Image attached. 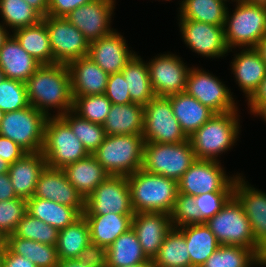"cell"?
Wrapping results in <instances>:
<instances>
[{"mask_svg":"<svg viewBox=\"0 0 266 267\" xmlns=\"http://www.w3.org/2000/svg\"><path fill=\"white\" fill-rule=\"evenodd\" d=\"M25 84L29 104L47 117H61L73 109L68 65H41ZM52 108L58 109L54 115L49 113Z\"/></svg>","mask_w":266,"mask_h":267,"instance_id":"1","label":"cell"},{"mask_svg":"<svg viewBox=\"0 0 266 267\" xmlns=\"http://www.w3.org/2000/svg\"><path fill=\"white\" fill-rule=\"evenodd\" d=\"M134 213H171L178 194V182L139 169L127 177Z\"/></svg>","mask_w":266,"mask_h":267,"instance_id":"2","label":"cell"},{"mask_svg":"<svg viewBox=\"0 0 266 267\" xmlns=\"http://www.w3.org/2000/svg\"><path fill=\"white\" fill-rule=\"evenodd\" d=\"M238 110L216 113L189 140L196 159L220 161L218 155L231 149L239 136Z\"/></svg>","mask_w":266,"mask_h":267,"instance_id":"3","label":"cell"},{"mask_svg":"<svg viewBox=\"0 0 266 267\" xmlns=\"http://www.w3.org/2000/svg\"><path fill=\"white\" fill-rule=\"evenodd\" d=\"M144 143L142 135H106L93 155L109 175L128 177L143 167Z\"/></svg>","mask_w":266,"mask_h":267,"instance_id":"4","label":"cell"},{"mask_svg":"<svg viewBox=\"0 0 266 267\" xmlns=\"http://www.w3.org/2000/svg\"><path fill=\"white\" fill-rule=\"evenodd\" d=\"M233 13L226 12L224 38L229 51L232 48H254L266 35V6L236 2Z\"/></svg>","mask_w":266,"mask_h":267,"instance_id":"5","label":"cell"},{"mask_svg":"<svg viewBox=\"0 0 266 267\" xmlns=\"http://www.w3.org/2000/svg\"><path fill=\"white\" fill-rule=\"evenodd\" d=\"M220 245L241 246L257 255L265 252L256 242L250 221L237 198L232 195L222 209L205 222Z\"/></svg>","mask_w":266,"mask_h":267,"instance_id":"6","label":"cell"},{"mask_svg":"<svg viewBox=\"0 0 266 267\" xmlns=\"http://www.w3.org/2000/svg\"><path fill=\"white\" fill-rule=\"evenodd\" d=\"M42 154L47 166L59 169L89 155L70 126L61 117L47 118Z\"/></svg>","mask_w":266,"mask_h":267,"instance_id":"7","label":"cell"},{"mask_svg":"<svg viewBox=\"0 0 266 267\" xmlns=\"http://www.w3.org/2000/svg\"><path fill=\"white\" fill-rule=\"evenodd\" d=\"M196 160L190 140L177 144L144 143L143 167L145 171L176 180Z\"/></svg>","mask_w":266,"mask_h":267,"instance_id":"8","label":"cell"},{"mask_svg":"<svg viewBox=\"0 0 266 267\" xmlns=\"http://www.w3.org/2000/svg\"><path fill=\"white\" fill-rule=\"evenodd\" d=\"M47 118L31 105L5 112L0 135L9 138L26 152H42Z\"/></svg>","mask_w":266,"mask_h":267,"instance_id":"9","label":"cell"},{"mask_svg":"<svg viewBox=\"0 0 266 267\" xmlns=\"http://www.w3.org/2000/svg\"><path fill=\"white\" fill-rule=\"evenodd\" d=\"M236 177L227 176L220 161L196 159L178 181V193L196 197L202 193L233 192Z\"/></svg>","mask_w":266,"mask_h":267,"instance_id":"10","label":"cell"},{"mask_svg":"<svg viewBox=\"0 0 266 267\" xmlns=\"http://www.w3.org/2000/svg\"><path fill=\"white\" fill-rule=\"evenodd\" d=\"M145 142L177 144L188 140L175 118L170 99L155 96L144 106Z\"/></svg>","mask_w":266,"mask_h":267,"instance_id":"11","label":"cell"},{"mask_svg":"<svg viewBox=\"0 0 266 267\" xmlns=\"http://www.w3.org/2000/svg\"><path fill=\"white\" fill-rule=\"evenodd\" d=\"M42 21L48 30L54 64L68 65L88 55L89 41L66 17L47 15Z\"/></svg>","mask_w":266,"mask_h":267,"instance_id":"12","label":"cell"},{"mask_svg":"<svg viewBox=\"0 0 266 267\" xmlns=\"http://www.w3.org/2000/svg\"><path fill=\"white\" fill-rule=\"evenodd\" d=\"M229 90L218 77L198 67L190 68L185 92L215 113L238 110Z\"/></svg>","mask_w":266,"mask_h":267,"instance_id":"13","label":"cell"},{"mask_svg":"<svg viewBox=\"0 0 266 267\" xmlns=\"http://www.w3.org/2000/svg\"><path fill=\"white\" fill-rule=\"evenodd\" d=\"M134 214L127 177L109 175L85 198L83 214Z\"/></svg>","mask_w":266,"mask_h":267,"instance_id":"14","label":"cell"},{"mask_svg":"<svg viewBox=\"0 0 266 267\" xmlns=\"http://www.w3.org/2000/svg\"><path fill=\"white\" fill-rule=\"evenodd\" d=\"M149 78L156 96L169 97L185 92L190 70L175 54H161L148 63Z\"/></svg>","mask_w":266,"mask_h":267,"instance_id":"15","label":"cell"},{"mask_svg":"<svg viewBox=\"0 0 266 267\" xmlns=\"http://www.w3.org/2000/svg\"><path fill=\"white\" fill-rule=\"evenodd\" d=\"M180 32L185 44L202 57L220 58L229 51L224 38V26L178 19Z\"/></svg>","mask_w":266,"mask_h":267,"instance_id":"16","label":"cell"},{"mask_svg":"<svg viewBox=\"0 0 266 267\" xmlns=\"http://www.w3.org/2000/svg\"><path fill=\"white\" fill-rule=\"evenodd\" d=\"M116 0H93L84 4L66 18L73 24L90 42L109 35L114 30L111 28L112 14Z\"/></svg>","mask_w":266,"mask_h":267,"instance_id":"17","label":"cell"},{"mask_svg":"<svg viewBox=\"0 0 266 267\" xmlns=\"http://www.w3.org/2000/svg\"><path fill=\"white\" fill-rule=\"evenodd\" d=\"M33 197L52 200L75 208L81 215L85 211V198L68 181L65 172L46 166L36 184Z\"/></svg>","mask_w":266,"mask_h":267,"instance_id":"18","label":"cell"},{"mask_svg":"<svg viewBox=\"0 0 266 267\" xmlns=\"http://www.w3.org/2000/svg\"><path fill=\"white\" fill-rule=\"evenodd\" d=\"M233 195L250 221L255 242L266 252V193L251 187L239 173L234 182Z\"/></svg>","mask_w":266,"mask_h":267,"instance_id":"19","label":"cell"},{"mask_svg":"<svg viewBox=\"0 0 266 267\" xmlns=\"http://www.w3.org/2000/svg\"><path fill=\"white\" fill-rule=\"evenodd\" d=\"M136 55L129 50L124 37L115 30L107 36L90 42L88 57L108 75L121 72Z\"/></svg>","mask_w":266,"mask_h":267,"instance_id":"20","label":"cell"},{"mask_svg":"<svg viewBox=\"0 0 266 267\" xmlns=\"http://www.w3.org/2000/svg\"><path fill=\"white\" fill-rule=\"evenodd\" d=\"M173 228L169 214L162 212L134 213L132 229L149 259L158 254L167 233Z\"/></svg>","mask_w":266,"mask_h":267,"instance_id":"21","label":"cell"},{"mask_svg":"<svg viewBox=\"0 0 266 267\" xmlns=\"http://www.w3.org/2000/svg\"><path fill=\"white\" fill-rule=\"evenodd\" d=\"M47 166L42 152H27L10 165L9 176L17 197H33L37 181Z\"/></svg>","mask_w":266,"mask_h":267,"instance_id":"22","label":"cell"},{"mask_svg":"<svg viewBox=\"0 0 266 267\" xmlns=\"http://www.w3.org/2000/svg\"><path fill=\"white\" fill-rule=\"evenodd\" d=\"M68 68L73 98L105 93L109 75L88 56L73 60Z\"/></svg>","mask_w":266,"mask_h":267,"instance_id":"23","label":"cell"},{"mask_svg":"<svg viewBox=\"0 0 266 267\" xmlns=\"http://www.w3.org/2000/svg\"><path fill=\"white\" fill-rule=\"evenodd\" d=\"M41 66L29 55L17 41L10 35L0 49V69L5 78L26 82Z\"/></svg>","mask_w":266,"mask_h":267,"instance_id":"24","label":"cell"},{"mask_svg":"<svg viewBox=\"0 0 266 267\" xmlns=\"http://www.w3.org/2000/svg\"><path fill=\"white\" fill-rule=\"evenodd\" d=\"M232 72L247 100L266 76V63L255 48H244L234 57Z\"/></svg>","mask_w":266,"mask_h":267,"instance_id":"25","label":"cell"},{"mask_svg":"<svg viewBox=\"0 0 266 267\" xmlns=\"http://www.w3.org/2000/svg\"><path fill=\"white\" fill-rule=\"evenodd\" d=\"M182 132L189 137L216 113L186 92L168 97Z\"/></svg>","mask_w":266,"mask_h":267,"instance_id":"26","label":"cell"},{"mask_svg":"<svg viewBox=\"0 0 266 267\" xmlns=\"http://www.w3.org/2000/svg\"><path fill=\"white\" fill-rule=\"evenodd\" d=\"M82 215L89 225L91 242L106 249L118 236L132 228V217L134 216V214L116 213Z\"/></svg>","mask_w":266,"mask_h":267,"instance_id":"27","label":"cell"},{"mask_svg":"<svg viewBox=\"0 0 266 267\" xmlns=\"http://www.w3.org/2000/svg\"><path fill=\"white\" fill-rule=\"evenodd\" d=\"M103 128L106 135H142L144 106L137 103L112 104Z\"/></svg>","mask_w":266,"mask_h":267,"instance_id":"28","label":"cell"},{"mask_svg":"<svg viewBox=\"0 0 266 267\" xmlns=\"http://www.w3.org/2000/svg\"><path fill=\"white\" fill-rule=\"evenodd\" d=\"M62 170L68 181L84 198L109 176L93 154L65 166Z\"/></svg>","mask_w":266,"mask_h":267,"instance_id":"29","label":"cell"},{"mask_svg":"<svg viewBox=\"0 0 266 267\" xmlns=\"http://www.w3.org/2000/svg\"><path fill=\"white\" fill-rule=\"evenodd\" d=\"M26 212L58 231L73 224L82 216L73 207L37 197L26 200Z\"/></svg>","mask_w":266,"mask_h":267,"instance_id":"30","label":"cell"},{"mask_svg":"<svg viewBox=\"0 0 266 267\" xmlns=\"http://www.w3.org/2000/svg\"><path fill=\"white\" fill-rule=\"evenodd\" d=\"M178 229L185 236L192 267H201L220 246L205 223L186 225Z\"/></svg>","mask_w":266,"mask_h":267,"instance_id":"31","label":"cell"},{"mask_svg":"<svg viewBox=\"0 0 266 267\" xmlns=\"http://www.w3.org/2000/svg\"><path fill=\"white\" fill-rule=\"evenodd\" d=\"M12 33L21 47L41 65L54 64L48 30L42 20L32 26L18 28Z\"/></svg>","mask_w":266,"mask_h":267,"instance_id":"32","label":"cell"},{"mask_svg":"<svg viewBox=\"0 0 266 267\" xmlns=\"http://www.w3.org/2000/svg\"><path fill=\"white\" fill-rule=\"evenodd\" d=\"M107 267H125L149 261L135 231L130 228L106 249Z\"/></svg>","mask_w":266,"mask_h":267,"instance_id":"33","label":"cell"},{"mask_svg":"<svg viewBox=\"0 0 266 267\" xmlns=\"http://www.w3.org/2000/svg\"><path fill=\"white\" fill-rule=\"evenodd\" d=\"M133 103L145 106L156 94L151 86L148 64L137 54L122 70Z\"/></svg>","mask_w":266,"mask_h":267,"instance_id":"34","label":"cell"},{"mask_svg":"<svg viewBox=\"0 0 266 267\" xmlns=\"http://www.w3.org/2000/svg\"><path fill=\"white\" fill-rule=\"evenodd\" d=\"M6 247L12 253L29 259L37 267H56L60 260L56 246L16 237L14 234L6 237Z\"/></svg>","mask_w":266,"mask_h":267,"instance_id":"35","label":"cell"},{"mask_svg":"<svg viewBox=\"0 0 266 267\" xmlns=\"http://www.w3.org/2000/svg\"><path fill=\"white\" fill-rule=\"evenodd\" d=\"M91 243L89 225L82 215L73 224L58 231L56 249L62 259H77L82 250Z\"/></svg>","mask_w":266,"mask_h":267,"instance_id":"36","label":"cell"},{"mask_svg":"<svg viewBox=\"0 0 266 267\" xmlns=\"http://www.w3.org/2000/svg\"><path fill=\"white\" fill-rule=\"evenodd\" d=\"M179 17L216 26H224L227 5L225 0H182Z\"/></svg>","mask_w":266,"mask_h":267,"instance_id":"37","label":"cell"},{"mask_svg":"<svg viewBox=\"0 0 266 267\" xmlns=\"http://www.w3.org/2000/svg\"><path fill=\"white\" fill-rule=\"evenodd\" d=\"M153 264L154 267L190 266L185 236L178 228L173 227L167 233Z\"/></svg>","mask_w":266,"mask_h":267,"instance_id":"38","label":"cell"},{"mask_svg":"<svg viewBox=\"0 0 266 267\" xmlns=\"http://www.w3.org/2000/svg\"><path fill=\"white\" fill-rule=\"evenodd\" d=\"M61 118L70 126L89 154H93L106 137L102 124L83 119L72 110L62 115Z\"/></svg>","mask_w":266,"mask_h":267,"instance_id":"39","label":"cell"},{"mask_svg":"<svg viewBox=\"0 0 266 267\" xmlns=\"http://www.w3.org/2000/svg\"><path fill=\"white\" fill-rule=\"evenodd\" d=\"M2 24L16 30L32 26L42 20V16L25 0H0Z\"/></svg>","mask_w":266,"mask_h":267,"instance_id":"40","label":"cell"},{"mask_svg":"<svg viewBox=\"0 0 266 267\" xmlns=\"http://www.w3.org/2000/svg\"><path fill=\"white\" fill-rule=\"evenodd\" d=\"M257 256L249 248L220 245L201 267H251Z\"/></svg>","mask_w":266,"mask_h":267,"instance_id":"41","label":"cell"},{"mask_svg":"<svg viewBox=\"0 0 266 267\" xmlns=\"http://www.w3.org/2000/svg\"><path fill=\"white\" fill-rule=\"evenodd\" d=\"M16 237L30 239L47 245L57 244L58 230L42 220L24 214L13 233Z\"/></svg>","mask_w":266,"mask_h":267,"instance_id":"42","label":"cell"},{"mask_svg":"<svg viewBox=\"0 0 266 267\" xmlns=\"http://www.w3.org/2000/svg\"><path fill=\"white\" fill-rule=\"evenodd\" d=\"M111 106L105 94L80 96L74 97L72 111L83 119L103 125Z\"/></svg>","mask_w":266,"mask_h":267,"instance_id":"43","label":"cell"},{"mask_svg":"<svg viewBox=\"0 0 266 267\" xmlns=\"http://www.w3.org/2000/svg\"><path fill=\"white\" fill-rule=\"evenodd\" d=\"M29 105L24 82L8 78L0 82V109L2 111H17Z\"/></svg>","mask_w":266,"mask_h":267,"instance_id":"44","label":"cell"},{"mask_svg":"<svg viewBox=\"0 0 266 267\" xmlns=\"http://www.w3.org/2000/svg\"><path fill=\"white\" fill-rule=\"evenodd\" d=\"M170 218L174 228L201 223L200 213L195 205L194 196L178 193L170 213Z\"/></svg>","mask_w":266,"mask_h":267,"instance_id":"45","label":"cell"},{"mask_svg":"<svg viewBox=\"0 0 266 267\" xmlns=\"http://www.w3.org/2000/svg\"><path fill=\"white\" fill-rule=\"evenodd\" d=\"M25 213L26 200L23 198L0 201V232L6 237L13 234Z\"/></svg>","mask_w":266,"mask_h":267,"instance_id":"46","label":"cell"},{"mask_svg":"<svg viewBox=\"0 0 266 267\" xmlns=\"http://www.w3.org/2000/svg\"><path fill=\"white\" fill-rule=\"evenodd\" d=\"M232 195L233 192H211L194 197L195 205L200 213L201 223H205L217 214Z\"/></svg>","mask_w":266,"mask_h":267,"instance_id":"47","label":"cell"},{"mask_svg":"<svg viewBox=\"0 0 266 267\" xmlns=\"http://www.w3.org/2000/svg\"><path fill=\"white\" fill-rule=\"evenodd\" d=\"M126 83L122 71L108 76L104 94L112 104L123 105L133 103Z\"/></svg>","mask_w":266,"mask_h":267,"instance_id":"48","label":"cell"},{"mask_svg":"<svg viewBox=\"0 0 266 267\" xmlns=\"http://www.w3.org/2000/svg\"><path fill=\"white\" fill-rule=\"evenodd\" d=\"M78 259L89 267H107L106 248L92 242L82 250Z\"/></svg>","mask_w":266,"mask_h":267,"instance_id":"49","label":"cell"},{"mask_svg":"<svg viewBox=\"0 0 266 267\" xmlns=\"http://www.w3.org/2000/svg\"><path fill=\"white\" fill-rule=\"evenodd\" d=\"M92 1L93 0H49L48 15L53 17H66L76 8Z\"/></svg>","mask_w":266,"mask_h":267,"instance_id":"50","label":"cell"},{"mask_svg":"<svg viewBox=\"0 0 266 267\" xmlns=\"http://www.w3.org/2000/svg\"><path fill=\"white\" fill-rule=\"evenodd\" d=\"M25 153L18 144L7 137L0 135V158L5 160L8 164H12L20 159Z\"/></svg>","mask_w":266,"mask_h":267,"instance_id":"51","label":"cell"},{"mask_svg":"<svg viewBox=\"0 0 266 267\" xmlns=\"http://www.w3.org/2000/svg\"><path fill=\"white\" fill-rule=\"evenodd\" d=\"M0 263L3 267H37L29 259L12 253L7 247L0 253Z\"/></svg>","mask_w":266,"mask_h":267,"instance_id":"52","label":"cell"},{"mask_svg":"<svg viewBox=\"0 0 266 267\" xmlns=\"http://www.w3.org/2000/svg\"><path fill=\"white\" fill-rule=\"evenodd\" d=\"M263 102H266V76L253 95L248 99L247 103L250 108V113H253Z\"/></svg>","mask_w":266,"mask_h":267,"instance_id":"53","label":"cell"},{"mask_svg":"<svg viewBox=\"0 0 266 267\" xmlns=\"http://www.w3.org/2000/svg\"><path fill=\"white\" fill-rule=\"evenodd\" d=\"M9 173L0 174V201L16 198Z\"/></svg>","mask_w":266,"mask_h":267,"instance_id":"54","label":"cell"},{"mask_svg":"<svg viewBox=\"0 0 266 267\" xmlns=\"http://www.w3.org/2000/svg\"><path fill=\"white\" fill-rule=\"evenodd\" d=\"M33 9H35L42 17L48 15L49 0H25Z\"/></svg>","mask_w":266,"mask_h":267,"instance_id":"55","label":"cell"},{"mask_svg":"<svg viewBox=\"0 0 266 267\" xmlns=\"http://www.w3.org/2000/svg\"><path fill=\"white\" fill-rule=\"evenodd\" d=\"M56 267H89L84 262L77 259H62Z\"/></svg>","mask_w":266,"mask_h":267,"instance_id":"56","label":"cell"},{"mask_svg":"<svg viewBox=\"0 0 266 267\" xmlns=\"http://www.w3.org/2000/svg\"><path fill=\"white\" fill-rule=\"evenodd\" d=\"M254 48L260 54L262 60L266 63V35L258 42V44Z\"/></svg>","mask_w":266,"mask_h":267,"instance_id":"57","label":"cell"},{"mask_svg":"<svg viewBox=\"0 0 266 267\" xmlns=\"http://www.w3.org/2000/svg\"><path fill=\"white\" fill-rule=\"evenodd\" d=\"M10 35L11 34H9V31L6 29V27L2 23H0V49Z\"/></svg>","mask_w":266,"mask_h":267,"instance_id":"58","label":"cell"},{"mask_svg":"<svg viewBox=\"0 0 266 267\" xmlns=\"http://www.w3.org/2000/svg\"><path fill=\"white\" fill-rule=\"evenodd\" d=\"M255 116H260L266 122V102H263L253 113Z\"/></svg>","mask_w":266,"mask_h":267,"instance_id":"59","label":"cell"},{"mask_svg":"<svg viewBox=\"0 0 266 267\" xmlns=\"http://www.w3.org/2000/svg\"><path fill=\"white\" fill-rule=\"evenodd\" d=\"M254 265H263L266 266V252H263L259 254L256 258L255 264Z\"/></svg>","mask_w":266,"mask_h":267,"instance_id":"60","label":"cell"},{"mask_svg":"<svg viewBox=\"0 0 266 267\" xmlns=\"http://www.w3.org/2000/svg\"><path fill=\"white\" fill-rule=\"evenodd\" d=\"M10 168V164H8L5 160L0 158V174L8 173Z\"/></svg>","mask_w":266,"mask_h":267,"instance_id":"61","label":"cell"},{"mask_svg":"<svg viewBox=\"0 0 266 267\" xmlns=\"http://www.w3.org/2000/svg\"><path fill=\"white\" fill-rule=\"evenodd\" d=\"M125 267H154L153 260L150 259L149 261L139 263L136 265H131V266H125Z\"/></svg>","mask_w":266,"mask_h":267,"instance_id":"62","label":"cell"},{"mask_svg":"<svg viewBox=\"0 0 266 267\" xmlns=\"http://www.w3.org/2000/svg\"><path fill=\"white\" fill-rule=\"evenodd\" d=\"M240 1L250 3V4H257V5L266 6V0H240Z\"/></svg>","mask_w":266,"mask_h":267,"instance_id":"63","label":"cell"},{"mask_svg":"<svg viewBox=\"0 0 266 267\" xmlns=\"http://www.w3.org/2000/svg\"><path fill=\"white\" fill-rule=\"evenodd\" d=\"M5 247H6V236L0 232V253L4 250Z\"/></svg>","mask_w":266,"mask_h":267,"instance_id":"64","label":"cell"},{"mask_svg":"<svg viewBox=\"0 0 266 267\" xmlns=\"http://www.w3.org/2000/svg\"><path fill=\"white\" fill-rule=\"evenodd\" d=\"M4 115H5V112L0 109V126H1V122L4 118Z\"/></svg>","mask_w":266,"mask_h":267,"instance_id":"65","label":"cell"},{"mask_svg":"<svg viewBox=\"0 0 266 267\" xmlns=\"http://www.w3.org/2000/svg\"><path fill=\"white\" fill-rule=\"evenodd\" d=\"M5 79L3 71L0 69V82Z\"/></svg>","mask_w":266,"mask_h":267,"instance_id":"66","label":"cell"},{"mask_svg":"<svg viewBox=\"0 0 266 267\" xmlns=\"http://www.w3.org/2000/svg\"><path fill=\"white\" fill-rule=\"evenodd\" d=\"M226 2H229L230 0H225ZM233 2H237V1H240V0H231Z\"/></svg>","mask_w":266,"mask_h":267,"instance_id":"67","label":"cell"}]
</instances>
